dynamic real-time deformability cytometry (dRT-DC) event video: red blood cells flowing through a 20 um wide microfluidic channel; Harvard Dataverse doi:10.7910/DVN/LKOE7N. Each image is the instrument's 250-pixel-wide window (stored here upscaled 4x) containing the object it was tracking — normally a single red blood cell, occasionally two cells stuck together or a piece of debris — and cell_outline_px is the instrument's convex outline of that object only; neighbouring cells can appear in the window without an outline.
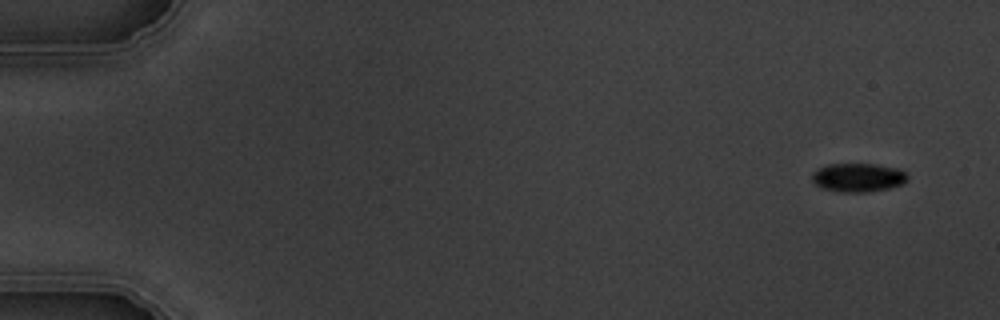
{"species": "common noctule bat (a hibernating species)", "species_latin": "Nyctalus noctula", "temperature_condition": "warm", "stored_images_in_passage": 5, "camera_frame_rate_fps": 3000, "um_per_image_px": 0.085, "animal": {"sex": "male", "body_mass_g": 19.5, "forearm_length_mm": 54.6}, "frame": {"image": 1, "passage_image": 1, "time_ms": 0.0, "image_size_px": [1000, 320], "cell_outline_px": [[908, 180], [904, 184], [888, 188], [868, 192], [840, 192], [824, 188], [816, 184], [812, 180], [812, 172], [816, 168], [828, 164], [876, 164], [896, 168], [904, 172], [908, 176]], "centroid_in_image_um": [72.93, 15.08], "position_along_channel_um": 12.1, "area_um2": 16.01}}
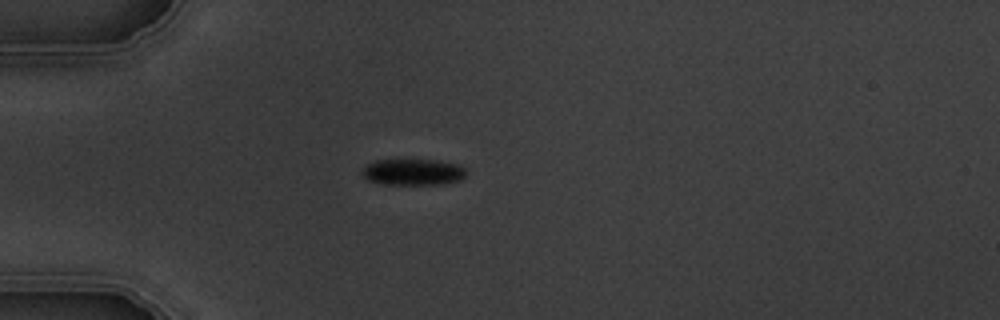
{"frame": {"image": 2, "passage_image": 5, "time_ms": 4.333, "image_size_px": [1000, 320], "cell_outline_px": [[464, 176], [460, 180], [440, 184], [380, 184], [368, 180], [360, 172], [368, 164], [376, 160], [440, 160], [460, 164], [464, 168]], "centroid_in_image_um": [35.1, 14.62], "position_along_channel_um": 49.9, "area_um2": 15.9}}